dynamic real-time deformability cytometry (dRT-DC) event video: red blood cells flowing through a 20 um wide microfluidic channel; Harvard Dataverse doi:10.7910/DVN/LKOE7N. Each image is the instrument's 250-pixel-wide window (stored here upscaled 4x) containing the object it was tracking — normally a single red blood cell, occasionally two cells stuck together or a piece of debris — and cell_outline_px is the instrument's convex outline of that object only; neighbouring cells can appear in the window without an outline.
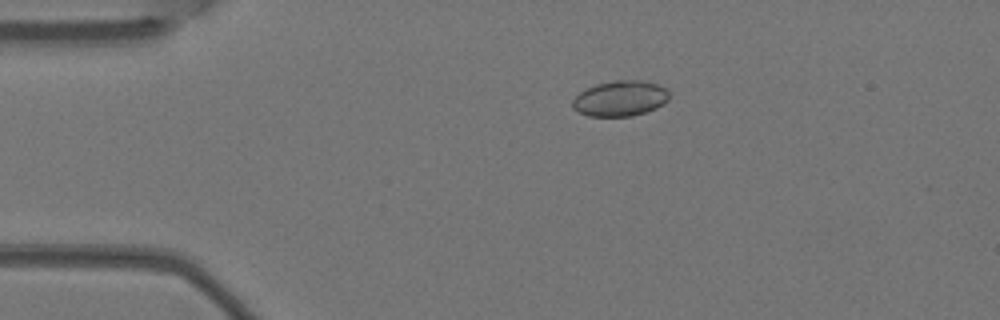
{"species": "Egyptian fruit bat (a non-hibernating species)", "species_latin": "Rousettus aegyptiacus", "temperature_condition": "warm", "stored_images_in_passage": 5, "camera_frame_rate_fps": 3000, "um_per_image_px": 0.085, "animal": {"sex": "female"}, "frame": {"image": 1, "passage_image": 3, "time_ms": 0.667, "image_size_px": [1000, 320], "cell_outline_px": [[668, 100], [664, 104], [656, 108], [632, 116], [588, 116], [572, 108], [572, 100], [580, 92], [596, 84], [616, 80], [640, 80], [656, 84], [664, 88], [668, 92]], "centroid_in_image_um": [52.7, 8.37], "position_along_channel_um": 32.3, "area_um2": 19.83}}
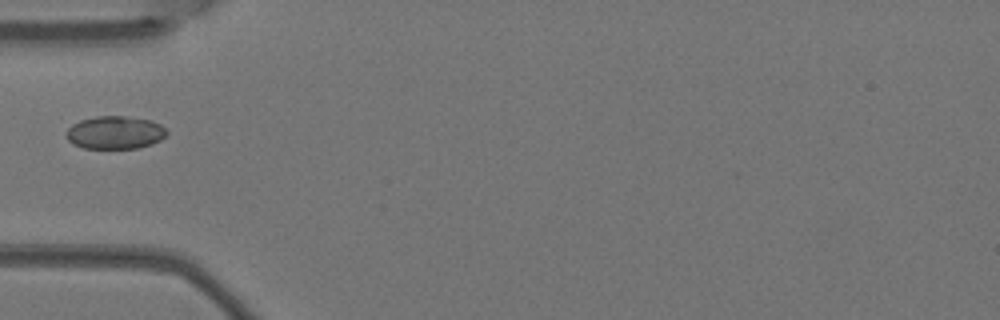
{"frame": {"image": 2, "passage_image": 5, "time_ms": 1.333, "image_size_px": [1000, 320], "cell_outline_px": [[168, 132], [160, 140], [152, 144], [140, 148], [84, 148], [72, 144], [68, 140], [64, 132], [72, 124], [80, 120], [96, 116], [124, 116], [152, 120], [160, 124]], "centroid_in_image_um": [9.75, 11.26], "position_along_channel_um": 75.2, "area_um2": 19.42}}